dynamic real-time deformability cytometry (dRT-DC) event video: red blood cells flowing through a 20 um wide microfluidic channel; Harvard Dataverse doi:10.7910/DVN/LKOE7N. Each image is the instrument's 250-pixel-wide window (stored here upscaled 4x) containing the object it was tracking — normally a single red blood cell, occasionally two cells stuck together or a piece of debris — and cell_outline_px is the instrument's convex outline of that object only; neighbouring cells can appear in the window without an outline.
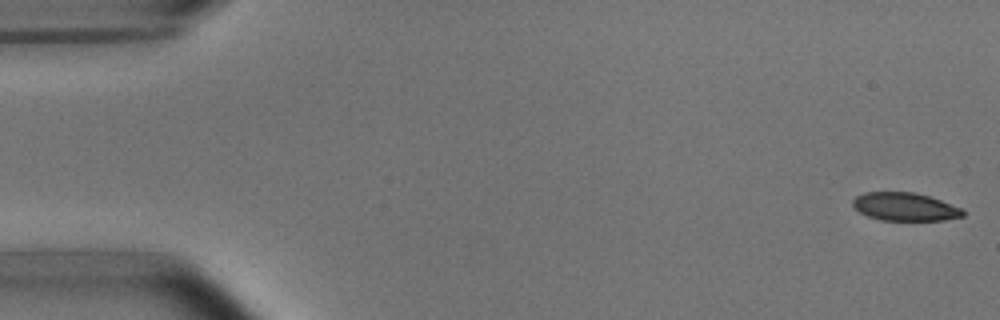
{"species": "common noctule bat (a hibernating species)", "species_latin": "Nyctalus noctula", "temperature_condition": "room temperature", "stored_images_in_passage": 52, "camera_frame_rate_fps": 3000, "um_per_image_px": 0.085, "animal": {"sex": "male", "body_mass_g": 15.6}, "frame": {"image": 1, "passage_image": 1, "time_ms": 0.0, "image_size_px": [1000, 320], "cell_outline_px": [[964, 216], [944, 220], [880, 220], [868, 216], [860, 212], [852, 204], [852, 200], [856, 196], [864, 192], [912, 192], [928, 196], [964, 208]], "centroid_in_image_um": [76.93, 17.57], "position_along_channel_um": 8.1, "area_um2": 18.03}}
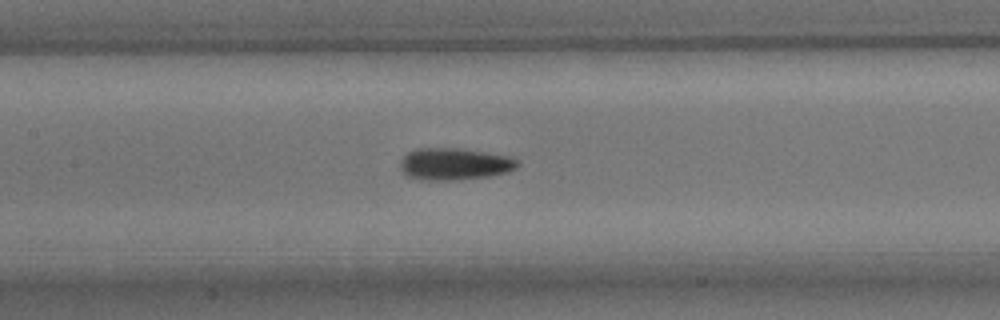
{"frame": {"image": 2, "passage_image": 24, "time_ms": 7.667, "image_size_px": [1000, 320], "cell_outline_px": [[520, 164], [516, 168], [508, 172], [492, 176], [460, 180], [420, 180], [408, 176], [400, 168], [400, 160], [408, 152], [420, 148], [460, 148], [508, 156], [520, 160]], "centroid_in_image_um": [38.66, 13.95], "position_along_channel_um": 168.7, "area_um2": 22.08}}
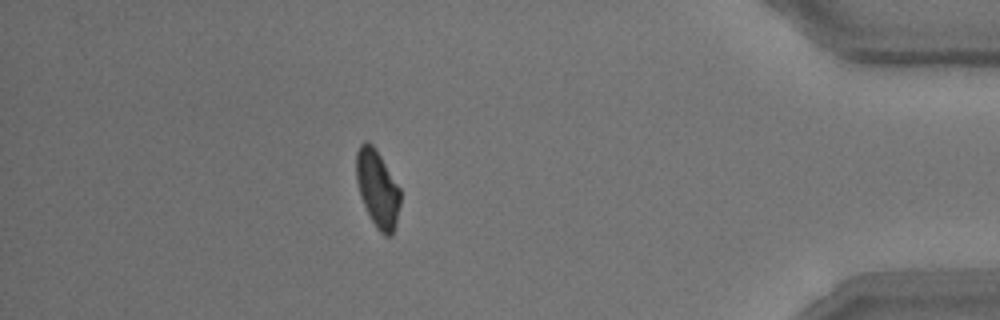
{"frame": {"image": 3, "passage_image": 46, "time_ms": 15.0, "image_size_px": [1000, 320], "cell_outline_px": [[400, 204], [396, 224], [392, 232], [388, 236], [384, 236], [376, 228], [360, 196], [356, 180], [356, 152], [360, 144], [364, 140], [372, 144], [380, 156], [400, 188]], "centroid_in_image_um": [32.07, 16.02], "position_along_channel_um": 403.1, "area_um2": 19.59}, "authors_computed_cell_mechanics": {"area_um2": 20.23, "velocity_mm_per_s": 3.8054, "shape_relaxation_time_tau1_ms": 3.9114, "shape_relaxation_time_tau2_ms": 4.5066, "deformation_change_tau1": 0.1269, "deformation_change_tau2": 0.1072}}